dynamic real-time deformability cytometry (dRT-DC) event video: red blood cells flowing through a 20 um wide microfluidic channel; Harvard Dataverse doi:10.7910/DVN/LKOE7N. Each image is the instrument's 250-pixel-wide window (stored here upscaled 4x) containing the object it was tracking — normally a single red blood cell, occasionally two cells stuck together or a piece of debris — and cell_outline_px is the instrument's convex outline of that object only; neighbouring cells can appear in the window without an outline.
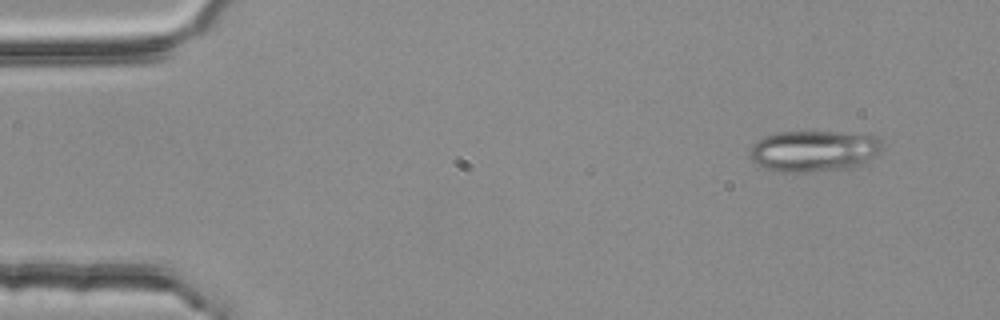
{"species": "common noctule bat (a hibernating species)", "species_latin": "Nyctalus noctula", "temperature_condition": "room temperature", "stored_images_in_passage": 50, "camera_frame_rate_fps": 3000, "um_per_image_px": 0.085, "animal": {"sex": "female", "body_mass_g": 25.1}, "frame": {"image": 1, "passage_image": 1, "time_ms": 0.0, "image_size_px": [1000, 320], "cell_outline_px": [[884, 144], [880, 152], [852, 168], [804, 172], [780, 172], [764, 168], [752, 160], [748, 156], [748, 152], [752, 144], [756, 140], [764, 136], [780, 132], [836, 132], [876, 136]], "centroid_in_image_um": [69.12, 12.83], "position_along_channel_um": 15.9, "area_um2": 31.79}}
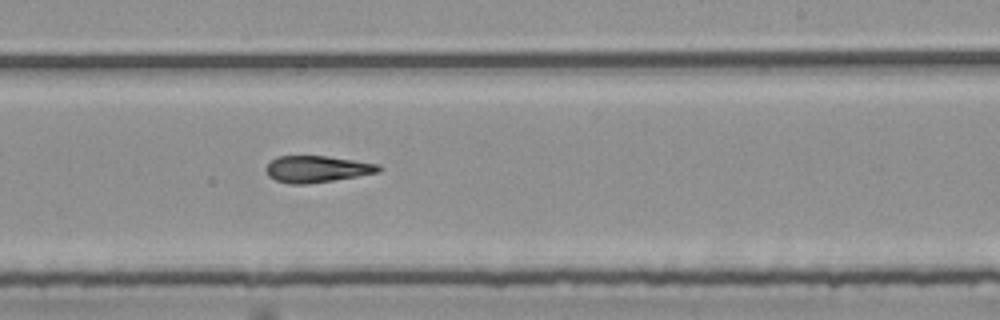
{"frame": {"image": 2, "passage_image": 29, "time_ms": 9.333, "image_size_px": [1000, 320], "cell_outline_px": [[384, 168], [376, 172], [356, 176], [332, 180], [304, 184], [288, 184], [276, 180], [268, 176], [264, 168], [276, 156], [328, 156], [380, 164]], "centroid_in_image_um": [26.91, 14.36], "position_along_channel_um": 262.1, "area_um2": 17.4}}
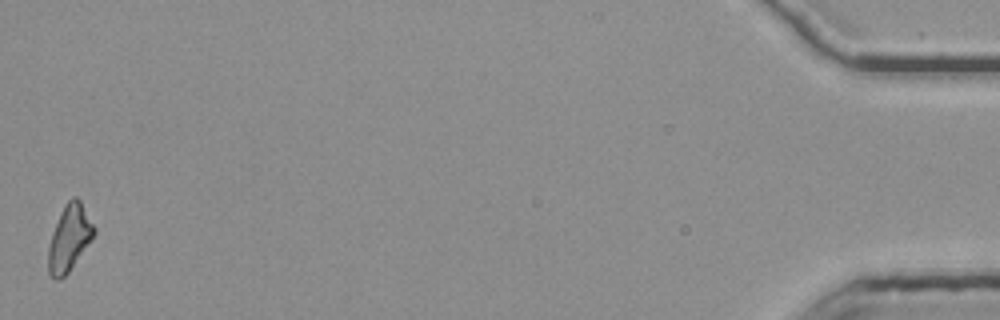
{"frame": {"image": 3, "passage_image": 50, "time_ms": 16.333, "image_size_px": [1000, 320], "cell_outline_px": [[96, 232], [92, 240], [68, 272], [60, 280], [56, 280], [48, 272], [48, 248], [52, 232], [60, 212], [64, 204], [72, 196], [76, 196], [80, 200], [96, 228]], "centroid_in_image_um": [5.9, 20.21], "position_along_channel_um": 429.3, "area_um2": 17.74}, "authors_computed_cell_mechanics": {"area_um2": 17.8602, "velocity_mm_per_s": 3.8038, "shape_relaxation_time_tau1_ms": null, "shape_relaxation_time_tau2_ms": 9.3214, "deformation_change_tau1": null, "deformation_change_tau2": 0.1852}}